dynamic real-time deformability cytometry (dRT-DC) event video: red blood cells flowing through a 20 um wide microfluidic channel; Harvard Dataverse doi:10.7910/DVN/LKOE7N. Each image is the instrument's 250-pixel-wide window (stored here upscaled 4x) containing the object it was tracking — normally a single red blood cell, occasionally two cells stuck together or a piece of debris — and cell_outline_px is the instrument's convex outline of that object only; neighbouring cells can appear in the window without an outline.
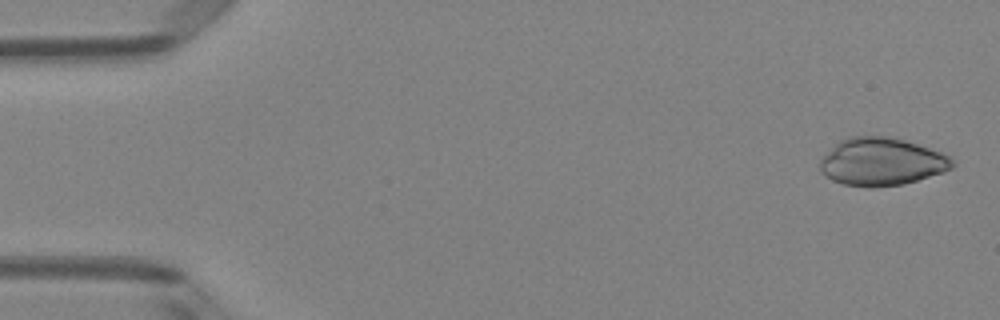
{"species": "Egyptian fruit bat (a non-hibernating species)", "species_latin": "Rousettus aegyptiacus", "temperature_condition": "room temperature", "stored_images_in_passage": 5, "camera_frame_rate_fps": 3000, "um_per_image_px": 0.085, "animal": {"sex": "female"}, "frame": {"image": 1, "passage_image": 1, "time_ms": 0.0, "image_size_px": [1000, 320], "cell_outline_px": [[956, 164], [952, 168], [944, 172], [904, 184], [872, 188], [868, 188], [844, 184], [832, 180], [820, 172], [820, 160], [840, 140], [848, 136], [892, 136], [952, 156]], "centroid_in_image_um": [74.96, 13.76], "position_along_channel_um": 10.0, "area_um2": 36.99}}